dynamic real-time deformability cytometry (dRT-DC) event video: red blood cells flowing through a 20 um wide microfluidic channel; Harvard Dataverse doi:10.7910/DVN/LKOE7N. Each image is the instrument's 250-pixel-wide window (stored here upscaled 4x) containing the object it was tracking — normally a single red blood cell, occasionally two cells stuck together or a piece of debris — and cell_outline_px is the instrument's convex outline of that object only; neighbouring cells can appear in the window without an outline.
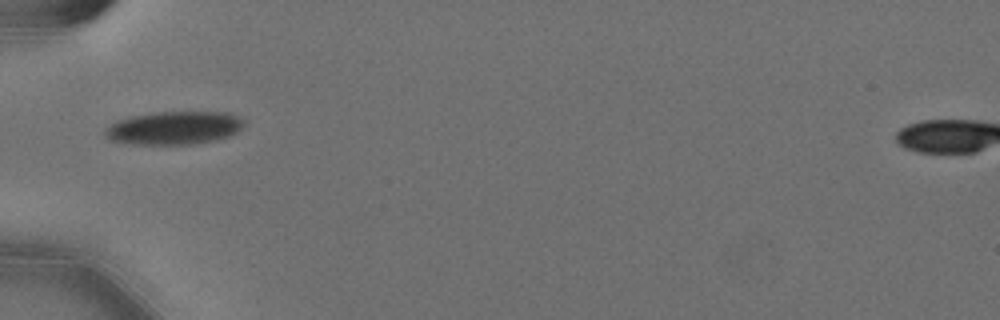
{"species": "Egyptian fruit bat (a non-hibernating species)", "species_latin": "Rousettus aegyptiacus", "temperature_condition": "cold", "stored_images_in_passage": 38, "camera_frame_rate_fps": 3000, "um_per_image_px": 0.085, "animal": {"sex": "female"}, "frame": {"image": 1, "passage_image": 1, "time_ms": 0.0, "image_size_px": [1000, 320], "cell_outline_px": [[244, 124], [236, 132], [228, 136], [212, 140], [192, 144], [136, 144], [112, 140], [104, 136], [104, 128], [116, 120], [132, 116], [156, 112], [228, 112], [240, 116], [244, 120]], "centroid_in_image_um": [14.78, 10.86], "position_along_channel_um": 70.2, "area_um2": 26.76}}
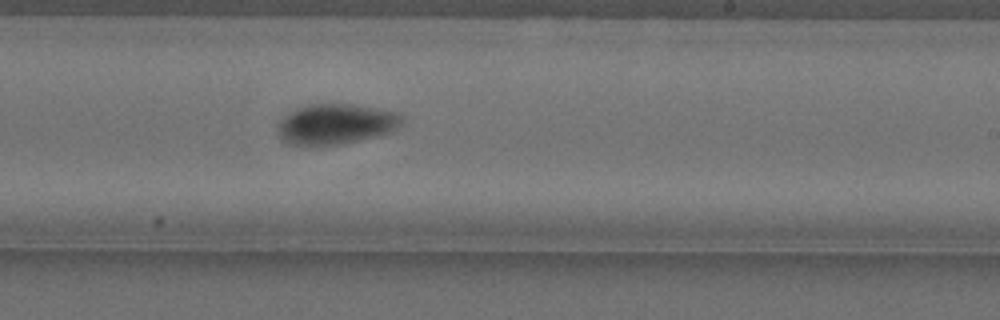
{"frame": {"image": 2, "passage_image": 17, "time_ms": 5.333, "image_size_px": [1000, 320], "cell_outline_px": [[400, 124], [388, 132], [340, 144], [288, 144], [276, 132], [276, 124], [288, 112], [296, 108], [308, 104], [352, 104], [376, 108], [396, 112], [400, 116]], "centroid_in_image_um": [28.44, 10.52], "position_along_channel_um": 260.6, "area_um2": 28.61}}
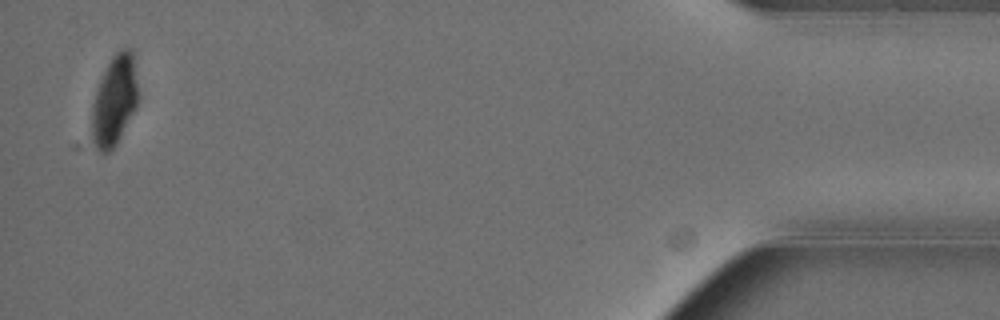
{"frame": {"image": 3, "passage_image": 37, "time_ms": 12.0, "image_size_px": [1000, 320], "cell_outline_px": [[136, 108], [116, 144], [108, 152], [100, 152], [96, 148], [92, 140], [92, 104], [100, 80], [112, 56], [120, 48], [128, 48], [132, 52], [136, 84]], "centroid_in_image_um": [9.7, 8.57], "position_along_channel_um": 425.5, "area_um2": 23.64}, "authors_computed_cell_mechanics": {"area_um2": 27.4261, "velocity_mm_per_s": 3.5804, "shape_relaxation_time_tau1_ms": 3.66, "shape_relaxation_time_tau2_ms": null, "deformation_change_tau1": 0.1141, "deformation_change_tau2": null}}